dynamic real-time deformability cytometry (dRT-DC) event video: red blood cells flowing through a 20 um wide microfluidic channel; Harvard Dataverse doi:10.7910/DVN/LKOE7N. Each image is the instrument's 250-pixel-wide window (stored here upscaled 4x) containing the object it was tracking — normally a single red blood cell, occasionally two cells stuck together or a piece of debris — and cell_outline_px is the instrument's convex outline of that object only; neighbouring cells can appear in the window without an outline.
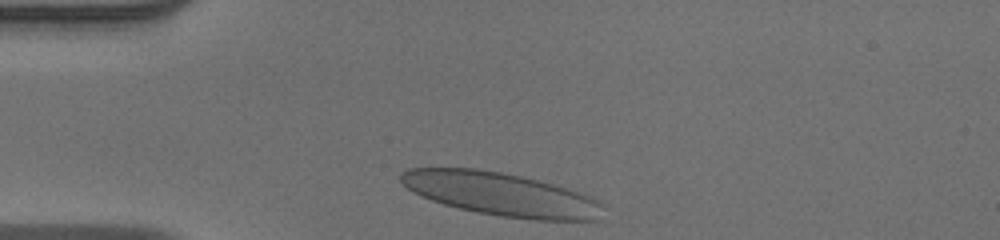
{"species": "human", "species_latin": "Homo sapiens", "temperature_condition": "warm", "stored_images_in_passage": 31, "camera_frame_rate_fps": 3000, "um_per_image_px": 0.085, "donor": {"sex": "male"}, "frame": {"image": 1, "passage_image": 1, "time_ms": 0.0, "image_size_px": [1000, 240], "cell_outline_px": [[600, 204], [596, 220], [536, 220], [500, 216], [476, 212], [444, 204], [432, 200], [408, 188], [400, 180], [400, 172], [408, 168], [476, 168], [500, 172], [520, 176], [536, 180], [564, 188], [588, 196], [596, 200]], "centroid_in_image_um": [42.49, 16.49], "position_along_channel_um": 42.5, "area_um2": 49.82}}
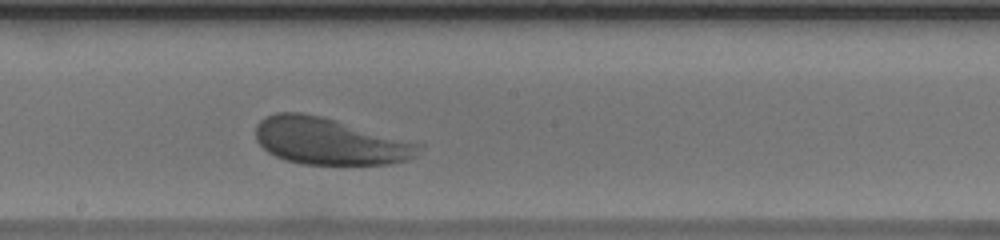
{"frame": {"image": 2, "passage_image": 17, "time_ms": 5.333, "image_size_px": [1000, 240], "cell_outline_px": [[424, 144], [416, 156], [408, 160], [388, 164], [300, 164], [284, 160], [268, 152], [256, 140], [256, 124], [264, 116], [276, 112], [300, 112], [320, 116], [336, 120]], "centroid_in_image_um": [28.01, 12.0], "position_along_channel_um": 220.2, "area_um2": 44.62}}
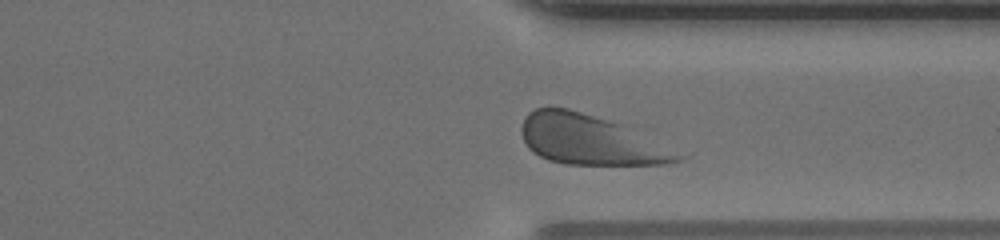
{"frame": {"image": 3, "passage_image": 28, "time_ms": 9.0, "image_size_px": [1000, 240], "cell_outline_px": [[688, 156], [684, 160], [664, 164], [568, 164], [548, 160], [540, 156], [528, 148], [520, 132], [520, 128], [524, 116], [528, 112], [536, 108], [568, 108], [608, 120], [620, 124]], "centroid_in_image_um": [50.15, 11.9], "position_along_channel_um": 361.3, "area_um2": 45.08}}